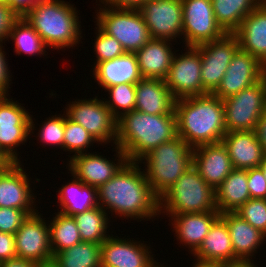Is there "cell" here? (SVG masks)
<instances>
[{
	"mask_svg": "<svg viewBox=\"0 0 266 267\" xmlns=\"http://www.w3.org/2000/svg\"><path fill=\"white\" fill-rule=\"evenodd\" d=\"M193 267H226V265L221 264H202V263H195Z\"/></svg>",
	"mask_w": 266,
	"mask_h": 267,
	"instance_id": "cell-51",
	"label": "cell"
},
{
	"mask_svg": "<svg viewBox=\"0 0 266 267\" xmlns=\"http://www.w3.org/2000/svg\"><path fill=\"white\" fill-rule=\"evenodd\" d=\"M168 41L151 38L135 53L142 78L165 80L175 54Z\"/></svg>",
	"mask_w": 266,
	"mask_h": 267,
	"instance_id": "cell-27",
	"label": "cell"
},
{
	"mask_svg": "<svg viewBox=\"0 0 266 267\" xmlns=\"http://www.w3.org/2000/svg\"><path fill=\"white\" fill-rule=\"evenodd\" d=\"M221 142L227 148L233 168L250 169L260 166L265 153L254 130L226 132Z\"/></svg>",
	"mask_w": 266,
	"mask_h": 267,
	"instance_id": "cell-24",
	"label": "cell"
},
{
	"mask_svg": "<svg viewBox=\"0 0 266 267\" xmlns=\"http://www.w3.org/2000/svg\"><path fill=\"white\" fill-rule=\"evenodd\" d=\"M141 160H146V179L160 198L193 165V148L181 137L160 144Z\"/></svg>",
	"mask_w": 266,
	"mask_h": 267,
	"instance_id": "cell-5",
	"label": "cell"
},
{
	"mask_svg": "<svg viewBox=\"0 0 266 267\" xmlns=\"http://www.w3.org/2000/svg\"><path fill=\"white\" fill-rule=\"evenodd\" d=\"M177 136L176 114L152 115L133 110L117 119L116 145L128 161L140 162L160 144Z\"/></svg>",
	"mask_w": 266,
	"mask_h": 267,
	"instance_id": "cell-3",
	"label": "cell"
},
{
	"mask_svg": "<svg viewBox=\"0 0 266 267\" xmlns=\"http://www.w3.org/2000/svg\"><path fill=\"white\" fill-rule=\"evenodd\" d=\"M261 4L266 7V0H261Z\"/></svg>",
	"mask_w": 266,
	"mask_h": 267,
	"instance_id": "cell-55",
	"label": "cell"
},
{
	"mask_svg": "<svg viewBox=\"0 0 266 267\" xmlns=\"http://www.w3.org/2000/svg\"><path fill=\"white\" fill-rule=\"evenodd\" d=\"M145 1L146 0H101V3H106L107 5L105 4V6L112 8L138 9Z\"/></svg>",
	"mask_w": 266,
	"mask_h": 267,
	"instance_id": "cell-47",
	"label": "cell"
},
{
	"mask_svg": "<svg viewBox=\"0 0 266 267\" xmlns=\"http://www.w3.org/2000/svg\"><path fill=\"white\" fill-rule=\"evenodd\" d=\"M193 166L214 190L234 169L227 148L222 142L193 148Z\"/></svg>",
	"mask_w": 266,
	"mask_h": 267,
	"instance_id": "cell-20",
	"label": "cell"
},
{
	"mask_svg": "<svg viewBox=\"0 0 266 267\" xmlns=\"http://www.w3.org/2000/svg\"><path fill=\"white\" fill-rule=\"evenodd\" d=\"M38 1L39 0H6V3L18 17H23Z\"/></svg>",
	"mask_w": 266,
	"mask_h": 267,
	"instance_id": "cell-46",
	"label": "cell"
},
{
	"mask_svg": "<svg viewBox=\"0 0 266 267\" xmlns=\"http://www.w3.org/2000/svg\"><path fill=\"white\" fill-rule=\"evenodd\" d=\"M251 198L247 184V169H233L215 190L219 213L236 212Z\"/></svg>",
	"mask_w": 266,
	"mask_h": 267,
	"instance_id": "cell-29",
	"label": "cell"
},
{
	"mask_svg": "<svg viewBox=\"0 0 266 267\" xmlns=\"http://www.w3.org/2000/svg\"><path fill=\"white\" fill-rule=\"evenodd\" d=\"M247 184L251 198L266 199V178L259 167L247 169Z\"/></svg>",
	"mask_w": 266,
	"mask_h": 267,
	"instance_id": "cell-42",
	"label": "cell"
},
{
	"mask_svg": "<svg viewBox=\"0 0 266 267\" xmlns=\"http://www.w3.org/2000/svg\"><path fill=\"white\" fill-rule=\"evenodd\" d=\"M73 217L82 241L102 244L110 236L106 234L109 219L102 207H94Z\"/></svg>",
	"mask_w": 266,
	"mask_h": 267,
	"instance_id": "cell-34",
	"label": "cell"
},
{
	"mask_svg": "<svg viewBox=\"0 0 266 267\" xmlns=\"http://www.w3.org/2000/svg\"><path fill=\"white\" fill-rule=\"evenodd\" d=\"M138 10L152 39L178 38L183 30L182 0H146Z\"/></svg>",
	"mask_w": 266,
	"mask_h": 267,
	"instance_id": "cell-14",
	"label": "cell"
},
{
	"mask_svg": "<svg viewBox=\"0 0 266 267\" xmlns=\"http://www.w3.org/2000/svg\"><path fill=\"white\" fill-rule=\"evenodd\" d=\"M40 129L39 138L41 142L45 144H53L60 146L64 149V128H65V118L64 115L53 116L42 125Z\"/></svg>",
	"mask_w": 266,
	"mask_h": 267,
	"instance_id": "cell-40",
	"label": "cell"
},
{
	"mask_svg": "<svg viewBox=\"0 0 266 267\" xmlns=\"http://www.w3.org/2000/svg\"><path fill=\"white\" fill-rule=\"evenodd\" d=\"M50 245L53 256L82 242L73 216L58 212L49 224Z\"/></svg>",
	"mask_w": 266,
	"mask_h": 267,
	"instance_id": "cell-33",
	"label": "cell"
},
{
	"mask_svg": "<svg viewBox=\"0 0 266 267\" xmlns=\"http://www.w3.org/2000/svg\"><path fill=\"white\" fill-rule=\"evenodd\" d=\"M20 162L0 167V207L24 210L28 215L36 213L33 206L28 175Z\"/></svg>",
	"mask_w": 266,
	"mask_h": 267,
	"instance_id": "cell-17",
	"label": "cell"
},
{
	"mask_svg": "<svg viewBox=\"0 0 266 267\" xmlns=\"http://www.w3.org/2000/svg\"><path fill=\"white\" fill-rule=\"evenodd\" d=\"M33 123L32 117L21 104L0 96V153L10 163L20 162L13 148L26 142L34 129Z\"/></svg>",
	"mask_w": 266,
	"mask_h": 267,
	"instance_id": "cell-9",
	"label": "cell"
},
{
	"mask_svg": "<svg viewBox=\"0 0 266 267\" xmlns=\"http://www.w3.org/2000/svg\"><path fill=\"white\" fill-rule=\"evenodd\" d=\"M137 163L127 161L109 181L97 188L98 206L131 219H151L159 215V197Z\"/></svg>",
	"mask_w": 266,
	"mask_h": 267,
	"instance_id": "cell-1",
	"label": "cell"
},
{
	"mask_svg": "<svg viewBox=\"0 0 266 267\" xmlns=\"http://www.w3.org/2000/svg\"><path fill=\"white\" fill-rule=\"evenodd\" d=\"M132 241L109 236L101 244V267H158L149 248Z\"/></svg>",
	"mask_w": 266,
	"mask_h": 267,
	"instance_id": "cell-19",
	"label": "cell"
},
{
	"mask_svg": "<svg viewBox=\"0 0 266 267\" xmlns=\"http://www.w3.org/2000/svg\"><path fill=\"white\" fill-rule=\"evenodd\" d=\"M58 267H101V244L82 241L53 256Z\"/></svg>",
	"mask_w": 266,
	"mask_h": 267,
	"instance_id": "cell-32",
	"label": "cell"
},
{
	"mask_svg": "<svg viewBox=\"0 0 266 267\" xmlns=\"http://www.w3.org/2000/svg\"><path fill=\"white\" fill-rule=\"evenodd\" d=\"M226 267H256L252 262H242L235 265H227Z\"/></svg>",
	"mask_w": 266,
	"mask_h": 267,
	"instance_id": "cell-50",
	"label": "cell"
},
{
	"mask_svg": "<svg viewBox=\"0 0 266 267\" xmlns=\"http://www.w3.org/2000/svg\"><path fill=\"white\" fill-rule=\"evenodd\" d=\"M97 142L80 124L65 115L64 149L82 154L93 142ZM87 148V149H86Z\"/></svg>",
	"mask_w": 266,
	"mask_h": 267,
	"instance_id": "cell-37",
	"label": "cell"
},
{
	"mask_svg": "<svg viewBox=\"0 0 266 267\" xmlns=\"http://www.w3.org/2000/svg\"><path fill=\"white\" fill-rule=\"evenodd\" d=\"M110 100L104 101L113 116L118 119L121 115L135 110L136 84L124 83L107 87ZM118 109L122 111H117Z\"/></svg>",
	"mask_w": 266,
	"mask_h": 267,
	"instance_id": "cell-36",
	"label": "cell"
},
{
	"mask_svg": "<svg viewBox=\"0 0 266 267\" xmlns=\"http://www.w3.org/2000/svg\"><path fill=\"white\" fill-rule=\"evenodd\" d=\"M94 67L93 75L104 89L124 83L137 84L142 79L135 53L125 52L117 58L100 62Z\"/></svg>",
	"mask_w": 266,
	"mask_h": 267,
	"instance_id": "cell-26",
	"label": "cell"
},
{
	"mask_svg": "<svg viewBox=\"0 0 266 267\" xmlns=\"http://www.w3.org/2000/svg\"><path fill=\"white\" fill-rule=\"evenodd\" d=\"M118 153V163L107 160L102 156L92 153H82L73 155L69 161V170L72 175H75L86 185L95 188L100 187L109 181L128 161L126 154L118 147L115 146Z\"/></svg>",
	"mask_w": 266,
	"mask_h": 267,
	"instance_id": "cell-18",
	"label": "cell"
},
{
	"mask_svg": "<svg viewBox=\"0 0 266 267\" xmlns=\"http://www.w3.org/2000/svg\"><path fill=\"white\" fill-rule=\"evenodd\" d=\"M202 264L235 265L242 263L235 255L226 223L219 217L209 229L199 248L192 253Z\"/></svg>",
	"mask_w": 266,
	"mask_h": 267,
	"instance_id": "cell-21",
	"label": "cell"
},
{
	"mask_svg": "<svg viewBox=\"0 0 266 267\" xmlns=\"http://www.w3.org/2000/svg\"><path fill=\"white\" fill-rule=\"evenodd\" d=\"M0 4H7L6 0H0Z\"/></svg>",
	"mask_w": 266,
	"mask_h": 267,
	"instance_id": "cell-56",
	"label": "cell"
},
{
	"mask_svg": "<svg viewBox=\"0 0 266 267\" xmlns=\"http://www.w3.org/2000/svg\"><path fill=\"white\" fill-rule=\"evenodd\" d=\"M69 184L62 186L59 191L61 213L74 216L98 206L97 188L86 185L73 175ZM76 178V179H75Z\"/></svg>",
	"mask_w": 266,
	"mask_h": 267,
	"instance_id": "cell-30",
	"label": "cell"
},
{
	"mask_svg": "<svg viewBox=\"0 0 266 267\" xmlns=\"http://www.w3.org/2000/svg\"><path fill=\"white\" fill-rule=\"evenodd\" d=\"M0 267H37V264L22 258H13L0 262Z\"/></svg>",
	"mask_w": 266,
	"mask_h": 267,
	"instance_id": "cell-49",
	"label": "cell"
},
{
	"mask_svg": "<svg viewBox=\"0 0 266 267\" xmlns=\"http://www.w3.org/2000/svg\"><path fill=\"white\" fill-rule=\"evenodd\" d=\"M10 37L15 42V51L18 55L22 52L28 55H45L47 46L23 17H18L13 22L8 34V38Z\"/></svg>",
	"mask_w": 266,
	"mask_h": 267,
	"instance_id": "cell-35",
	"label": "cell"
},
{
	"mask_svg": "<svg viewBox=\"0 0 266 267\" xmlns=\"http://www.w3.org/2000/svg\"><path fill=\"white\" fill-rule=\"evenodd\" d=\"M97 14V26L117 39L125 52L136 53L151 39L138 9L103 7Z\"/></svg>",
	"mask_w": 266,
	"mask_h": 267,
	"instance_id": "cell-7",
	"label": "cell"
},
{
	"mask_svg": "<svg viewBox=\"0 0 266 267\" xmlns=\"http://www.w3.org/2000/svg\"><path fill=\"white\" fill-rule=\"evenodd\" d=\"M16 257L17 254L14 235L0 232V262Z\"/></svg>",
	"mask_w": 266,
	"mask_h": 267,
	"instance_id": "cell-44",
	"label": "cell"
},
{
	"mask_svg": "<svg viewBox=\"0 0 266 267\" xmlns=\"http://www.w3.org/2000/svg\"><path fill=\"white\" fill-rule=\"evenodd\" d=\"M211 1L215 19L226 33H233L241 21L261 4V0Z\"/></svg>",
	"mask_w": 266,
	"mask_h": 267,
	"instance_id": "cell-31",
	"label": "cell"
},
{
	"mask_svg": "<svg viewBox=\"0 0 266 267\" xmlns=\"http://www.w3.org/2000/svg\"><path fill=\"white\" fill-rule=\"evenodd\" d=\"M37 267H58L56 263L52 260L49 262L38 264Z\"/></svg>",
	"mask_w": 266,
	"mask_h": 267,
	"instance_id": "cell-53",
	"label": "cell"
},
{
	"mask_svg": "<svg viewBox=\"0 0 266 267\" xmlns=\"http://www.w3.org/2000/svg\"><path fill=\"white\" fill-rule=\"evenodd\" d=\"M259 168L262 170L263 175L266 178V153L263 156V160L261 161Z\"/></svg>",
	"mask_w": 266,
	"mask_h": 267,
	"instance_id": "cell-52",
	"label": "cell"
},
{
	"mask_svg": "<svg viewBox=\"0 0 266 267\" xmlns=\"http://www.w3.org/2000/svg\"><path fill=\"white\" fill-rule=\"evenodd\" d=\"M235 213L266 235V199L250 198Z\"/></svg>",
	"mask_w": 266,
	"mask_h": 267,
	"instance_id": "cell-38",
	"label": "cell"
},
{
	"mask_svg": "<svg viewBox=\"0 0 266 267\" xmlns=\"http://www.w3.org/2000/svg\"><path fill=\"white\" fill-rule=\"evenodd\" d=\"M177 135L190 147L215 144L226 134L223 100L213 93L175 100Z\"/></svg>",
	"mask_w": 266,
	"mask_h": 267,
	"instance_id": "cell-2",
	"label": "cell"
},
{
	"mask_svg": "<svg viewBox=\"0 0 266 267\" xmlns=\"http://www.w3.org/2000/svg\"><path fill=\"white\" fill-rule=\"evenodd\" d=\"M77 12L62 0H39L23 18L47 47L61 49L73 47L81 39Z\"/></svg>",
	"mask_w": 266,
	"mask_h": 267,
	"instance_id": "cell-4",
	"label": "cell"
},
{
	"mask_svg": "<svg viewBox=\"0 0 266 267\" xmlns=\"http://www.w3.org/2000/svg\"><path fill=\"white\" fill-rule=\"evenodd\" d=\"M97 32L98 34L94 43V51L96 52L95 54L97 57V62H95L96 64L112 60L125 53V50L122 48L120 42L117 39L107 35L99 27Z\"/></svg>",
	"mask_w": 266,
	"mask_h": 267,
	"instance_id": "cell-39",
	"label": "cell"
},
{
	"mask_svg": "<svg viewBox=\"0 0 266 267\" xmlns=\"http://www.w3.org/2000/svg\"><path fill=\"white\" fill-rule=\"evenodd\" d=\"M174 219L172 223L181 243L187 244L191 252H195L213 223L220 217L219 211L193 212L182 214H171Z\"/></svg>",
	"mask_w": 266,
	"mask_h": 267,
	"instance_id": "cell-28",
	"label": "cell"
},
{
	"mask_svg": "<svg viewBox=\"0 0 266 267\" xmlns=\"http://www.w3.org/2000/svg\"><path fill=\"white\" fill-rule=\"evenodd\" d=\"M18 16L11 10L9 5L0 4V42L8 39V34L11 30L13 22Z\"/></svg>",
	"mask_w": 266,
	"mask_h": 267,
	"instance_id": "cell-43",
	"label": "cell"
},
{
	"mask_svg": "<svg viewBox=\"0 0 266 267\" xmlns=\"http://www.w3.org/2000/svg\"><path fill=\"white\" fill-rule=\"evenodd\" d=\"M201 66L200 52L194 46H188L185 54L174 55L165 83L175 99L207 94L202 88Z\"/></svg>",
	"mask_w": 266,
	"mask_h": 267,
	"instance_id": "cell-13",
	"label": "cell"
},
{
	"mask_svg": "<svg viewBox=\"0 0 266 267\" xmlns=\"http://www.w3.org/2000/svg\"><path fill=\"white\" fill-rule=\"evenodd\" d=\"M186 46H198L222 38L226 32L217 23L211 0H182Z\"/></svg>",
	"mask_w": 266,
	"mask_h": 267,
	"instance_id": "cell-12",
	"label": "cell"
},
{
	"mask_svg": "<svg viewBox=\"0 0 266 267\" xmlns=\"http://www.w3.org/2000/svg\"><path fill=\"white\" fill-rule=\"evenodd\" d=\"M254 132L256 133V137L264 153H266V111L259 118Z\"/></svg>",
	"mask_w": 266,
	"mask_h": 267,
	"instance_id": "cell-48",
	"label": "cell"
},
{
	"mask_svg": "<svg viewBox=\"0 0 266 267\" xmlns=\"http://www.w3.org/2000/svg\"><path fill=\"white\" fill-rule=\"evenodd\" d=\"M233 34L238 39L240 49L266 67V7L260 4L241 21Z\"/></svg>",
	"mask_w": 266,
	"mask_h": 267,
	"instance_id": "cell-22",
	"label": "cell"
},
{
	"mask_svg": "<svg viewBox=\"0 0 266 267\" xmlns=\"http://www.w3.org/2000/svg\"><path fill=\"white\" fill-rule=\"evenodd\" d=\"M220 218L226 223L228 228L234 255L241 262H251L250 257L258 249L266 235L254 228L251 224L242 219L235 212H225L220 214ZM253 254V255H252Z\"/></svg>",
	"mask_w": 266,
	"mask_h": 267,
	"instance_id": "cell-25",
	"label": "cell"
},
{
	"mask_svg": "<svg viewBox=\"0 0 266 267\" xmlns=\"http://www.w3.org/2000/svg\"><path fill=\"white\" fill-rule=\"evenodd\" d=\"M266 76V67L254 56L239 49L233 56L220 85L213 92L221 100L253 86Z\"/></svg>",
	"mask_w": 266,
	"mask_h": 267,
	"instance_id": "cell-16",
	"label": "cell"
},
{
	"mask_svg": "<svg viewBox=\"0 0 266 267\" xmlns=\"http://www.w3.org/2000/svg\"><path fill=\"white\" fill-rule=\"evenodd\" d=\"M67 116L80 124L96 141L108 143L117 140V119L107 108L103 100L98 98L78 100L68 104Z\"/></svg>",
	"mask_w": 266,
	"mask_h": 267,
	"instance_id": "cell-10",
	"label": "cell"
},
{
	"mask_svg": "<svg viewBox=\"0 0 266 267\" xmlns=\"http://www.w3.org/2000/svg\"><path fill=\"white\" fill-rule=\"evenodd\" d=\"M10 162L0 153V166L9 164Z\"/></svg>",
	"mask_w": 266,
	"mask_h": 267,
	"instance_id": "cell-54",
	"label": "cell"
},
{
	"mask_svg": "<svg viewBox=\"0 0 266 267\" xmlns=\"http://www.w3.org/2000/svg\"><path fill=\"white\" fill-rule=\"evenodd\" d=\"M2 51V46L0 42V96H7V89L9 88L10 82V71H8V64L6 62V57Z\"/></svg>",
	"mask_w": 266,
	"mask_h": 267,
	"instance_id": "cell-45",
	"label": "cell"
},
{
	"mask_svg": "<svg viewBox=\"0 0 266 267\" xmlns=\"http://www.w3.org/2000/svg\"><path fill=\"white\" fill-rule=\"evenodd\" d=\"M195 47L202 60V88L207 93H213L220 85L233 56L240 49L238 39L233 33H226L220 39Z\"/></svg>",
	"mask_w": 266,
	"mask_h": 267,
	"instance_id": "cell-11",
	"label": "cell"
},
{
	"mask_svg": "<svg viewBox=\"0 0 266 267\" xmlns=\"http://www.w3.org/2000/svg\"><path fill=\"white\" fill-rule=\"evenodd\" d=\"M159 210L160 213L167 211V215L218 211L215 190L205 182L192 165L159 198Z\"/></svg>",
	"mask_w": 266,
	"mask_h": 267,
	"instance_id": "cell-6",
	"label": "cell"
},
{
	"mask_svg": "<svg viewBox=\"0 0 266 267\" xmlns=\"http://www.w3.org/2000/svg\"><path fill=\"white\" fill-rule=\"evenodd\" d=\"M38 214L28 215L14 234L17 257L37 265L53 260L50 229Z\"/></svg>",
	"mask_w": 266,
	"mask_h": 267,
	"instance_id": "cell-15",
	"label": "cell"
},
{
	"mask_svg": "<svg viewBox=\"0 0 266 267\" xmlns=\"http://www.w3.org/2000/svg\"><path fill=\"white\" fill-rule=\"evenodd\" d=\"M226 132L253 131L266 111V76L223 100Z\"/></svg>",
	"mask_w": 266,
	"mask_h": 267,
	"instance_id": "cell-8",
	"label": "cell"
},
{
	"mask_svg": "<svg viewBox=\"0 0 266 267\" xmlns=\"http://www.w3.org/2000/svg\"><path fill=\"white\" fill-rule=\"evenodd\" d=\"M175 100L165 80L142 78L136 84L137 111L152 115L176 114Z\"/></svg>",
	"mask_w": 266,
	"mask_h": 267,
	"instance_id": "cell-23",
	"label": "cell"
},
{
	"mask_svg": "<svg viewBox=\"0 0 266 267\" xmlns=\"http://www.w3.org/2000/svg\"><path fill=\"white\" fill-rule=\"evenodd\" d=\"M27 217L24 210L0 207V232L14 235Z\"/></svg>",
	"mask_w": 266,
	"mask_h": 267,
	"instance_id": "cell-41",
	"label": "cell"
}]
</instances>
